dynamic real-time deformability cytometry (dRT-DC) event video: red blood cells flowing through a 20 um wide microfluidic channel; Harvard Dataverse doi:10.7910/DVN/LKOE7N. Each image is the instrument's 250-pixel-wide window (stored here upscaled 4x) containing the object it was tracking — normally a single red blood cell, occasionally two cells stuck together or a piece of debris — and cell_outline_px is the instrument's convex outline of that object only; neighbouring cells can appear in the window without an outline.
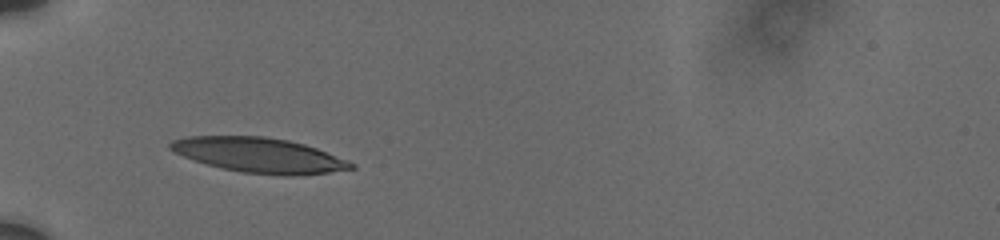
{"species": "human", "species_latin": "Homo sapiens", "temperature_condition": "cold", "stored_images_in_passage": 2, "camera_frame_rate_fps": 3000, "um_per_image_px": 0.085, "donor": {"sex": "male"}, "frame": {"image": 1, "passage_image": 1, "time_ms": 0.0, "image_size_px": [1000, 240], "cell_outline_px": [[356, 168], [328, 172], [288, 176], [280, 176], [240, 172], [208, 164], [172, 152], [168, 148], [168, 144], [172, 140], [188, 136], [264, 136], [288, 140], [304, 144], [316, 148], [348, 160], [356, 164]], "centroid_in_image_um": [22.03, 13.18], "position_along_channel_um": 63.0, "area_um2": 36.7}}